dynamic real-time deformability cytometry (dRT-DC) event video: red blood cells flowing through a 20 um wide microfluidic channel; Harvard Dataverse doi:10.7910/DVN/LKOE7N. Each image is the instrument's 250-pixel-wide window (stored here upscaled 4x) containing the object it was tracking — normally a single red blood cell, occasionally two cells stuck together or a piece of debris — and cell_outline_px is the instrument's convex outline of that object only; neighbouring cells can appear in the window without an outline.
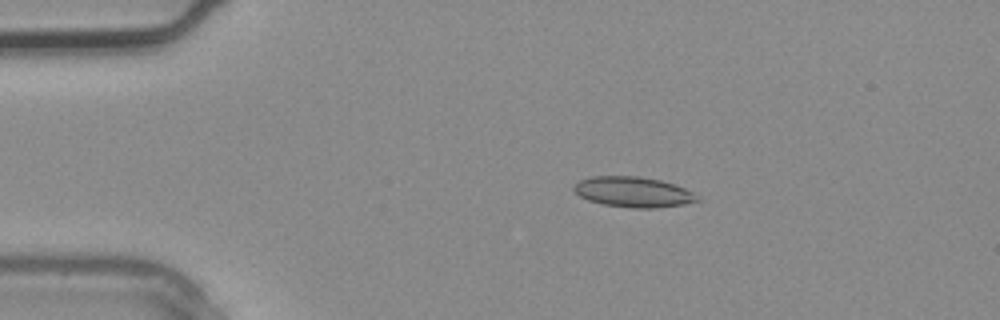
{"species": "common noctule bat (a hibernating species)", "species_latin": "Nyctalus noctula", "temperature_condition": "warm", "stored_images_in_passage": 3, "segment_of_instrument_passage": [1, 2], "camera_frame_rate_fps": 3000, "um_per_image_px": 0.085, "animal": {"sex": "male", "body_mass_g": 20.4}, "frame": {"image": 1, "passage_image": 1, "time_ms": 0.0, "image_size_px": [1000, 320], "cell_outline_px": [[700, 200], [684, 204], [652, 208], [632, 208], [604, 204], [588, 200], [580, 196], [572, 188], [572, 184], [580, 180], [592, 176], [640, 176], [660, 180], [684, 188], [692, 192]], "centroid_in_image_um": [53.77, 16.31], "position_along_channel_um": 31.2, "area_um2": 21.68}}